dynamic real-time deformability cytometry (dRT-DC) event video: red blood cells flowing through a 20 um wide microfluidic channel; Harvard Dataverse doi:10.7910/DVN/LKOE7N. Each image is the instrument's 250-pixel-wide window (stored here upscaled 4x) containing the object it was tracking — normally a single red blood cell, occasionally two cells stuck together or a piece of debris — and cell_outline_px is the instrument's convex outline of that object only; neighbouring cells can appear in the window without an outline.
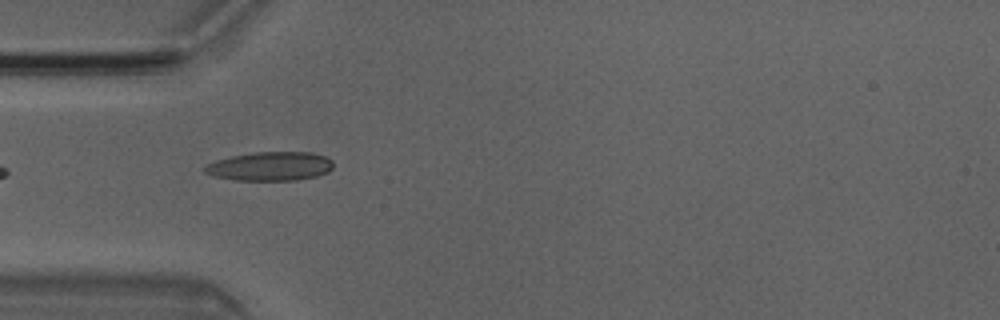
{"species": "Egyptian fruit bat (a non-hibernating species)", "species_latin": "Rousettus aegyptiacus", "temperature_condition": "room temperature", "stored_images_in_passage": 3, "camera_frame_rate_fps": 3000, "um_per_image_px": 0.085, "animal": {"sex": "male"}, "frame": {"image": 1, "passage_image": 1, "time_ms": 0.0, "image_size_px": [1000, 320], "cell_outline_px": [[332, 168], [328, 172], [316, 176], [296, 180], [236, 180], [216, 176], [204, 172], [204, 168], [208, 164], [216, 160], [232, 156], [252, 152], [312, 152], [324, 156], [332, 160]], "centroid_in_image_um": [22.99, 14.13], "position_along_channel_um": 62.0, "area_um2": 21.5}}